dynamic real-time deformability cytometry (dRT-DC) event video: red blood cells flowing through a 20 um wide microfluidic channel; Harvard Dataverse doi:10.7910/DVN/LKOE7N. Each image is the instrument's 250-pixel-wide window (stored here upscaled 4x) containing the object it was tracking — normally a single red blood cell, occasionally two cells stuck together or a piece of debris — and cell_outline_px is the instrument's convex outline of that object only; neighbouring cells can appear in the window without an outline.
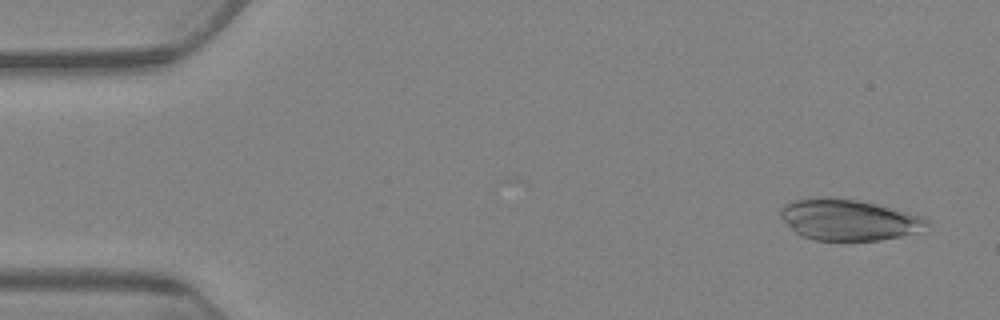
{"species": "Egyptian fruit bat (a non-hibernating species)", "species_latin": "Rousettus aegyptiacus", "temperature_condition": "warm", "stored_images_in_passage": 8, "camera_frame_rate_fps": 3000, "um_per_image_px": 0.085, "animal": {"sex": "female"}, "frame": {"image": 1, "passage_image": 1, "time_ms": 0.0, "image_size_px": [1000, 320], "cell_outline_px": [[928, 224], [912, 232], [900, 236], [880, 240], [816, 240], [804, 236], [796, 232], [780, 216], [780, 212], [784, 204], [796, 200], [860, 200], [876, 204], [920, 216]], "centroid_in_image_um": [72.1, 18.71], "position_along_channel_um": 12.9, "area_um2": 33.23}}